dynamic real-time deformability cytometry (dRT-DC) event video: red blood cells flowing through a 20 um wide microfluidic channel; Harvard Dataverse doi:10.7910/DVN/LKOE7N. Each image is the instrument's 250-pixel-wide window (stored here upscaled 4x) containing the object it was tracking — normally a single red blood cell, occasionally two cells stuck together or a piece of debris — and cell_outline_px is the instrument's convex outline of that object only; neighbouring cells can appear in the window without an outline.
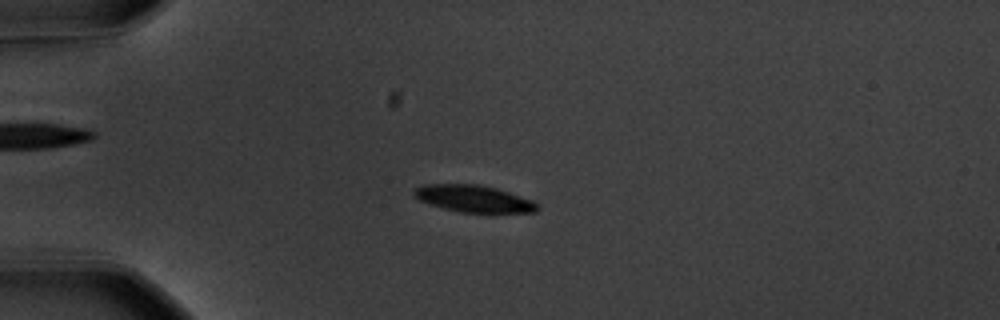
{"species": "common noctule bat (a hibernating species)", "species_latin": "Nyctalus noctula", "temperature_condition": "warm", "stored_images_in_passage": 43, "camera_frame_rate_fps": 3000, "um_per_image_px": 0.085, "animal": {"sex": "male", "body_mass_g": 20.1, "forearm_length_mm": 53.5}, "frame": {"image": 1, "passage_image": 1, "time_ms": 0.0, "image_size_px": [1000, 320], "cell_outline_px": [[540, 208], [536, 212], [460, 212], [444, 208], [420, 200], [412, 192], [416, 188], [424, 184], [480, 184], [496, 188], [532, 200]], "centroid_in_image_um": [40.27, 16.88], "position_along_channel_um": 44.7, "area_um2": 19.02}}
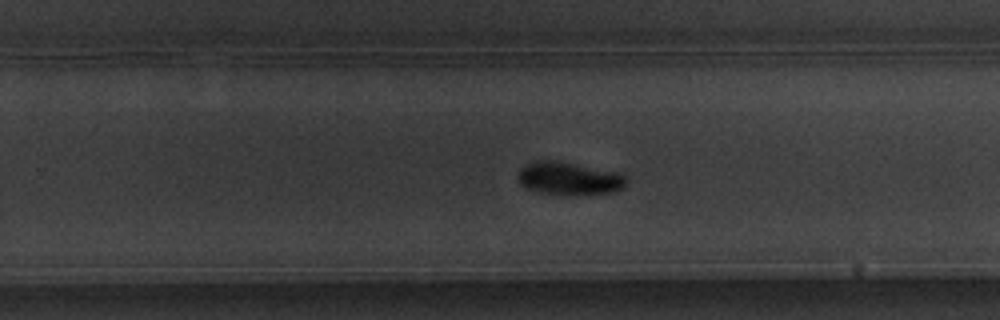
{"frame": {"image": 2, "passage_image": 23, "time_ms": 7.333, "image_size_px": [1000, 320], "cell_outline_px": [[628, 184], [624, 188], [616, 192], [576, 196], [568, 196], [540, 192], [528, 188], [520, 184], [520, 168], [536, 160], [548, 160], [572, 164], [616, 172], [624, 176], [628, 180]], "centroid_in_image_um": [48.44, 15.21], "position_along_channel_um": 281.4, "area_um2": 20.69}}
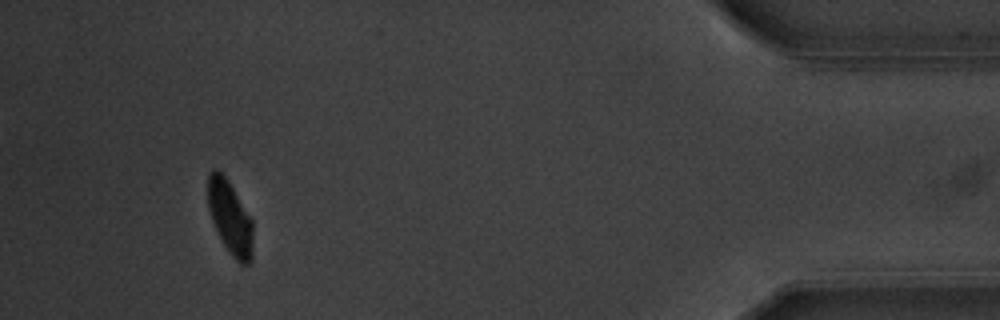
{"frame": {"image": 3, "passage_image": 39, "time_ms": 12.667, "image_size_px": [1000, 320], "cell_outline_px": [[252, 260], [248, 264], [240, 264], [228, 252], [212, 220], [208, 208], [208, 176], [212, 168], [216, 168], [228, 180], [252, 220]], "centroid_in_image_um": [19.55, 18.5], "position_along_channel_um": 415.6, "area_um2": 19.07}, "authors_computed_cell_mechanics": {"area_um2": 20.6924, "velocity_mm_per_s": 3.6028, "shape_relaxation_time_tau1_ms": 3.0172, "shape_relaxation_time_tau2_ms": null, "deformation_change_tau1": 0.1387, "deformation_change_tau2": null}}